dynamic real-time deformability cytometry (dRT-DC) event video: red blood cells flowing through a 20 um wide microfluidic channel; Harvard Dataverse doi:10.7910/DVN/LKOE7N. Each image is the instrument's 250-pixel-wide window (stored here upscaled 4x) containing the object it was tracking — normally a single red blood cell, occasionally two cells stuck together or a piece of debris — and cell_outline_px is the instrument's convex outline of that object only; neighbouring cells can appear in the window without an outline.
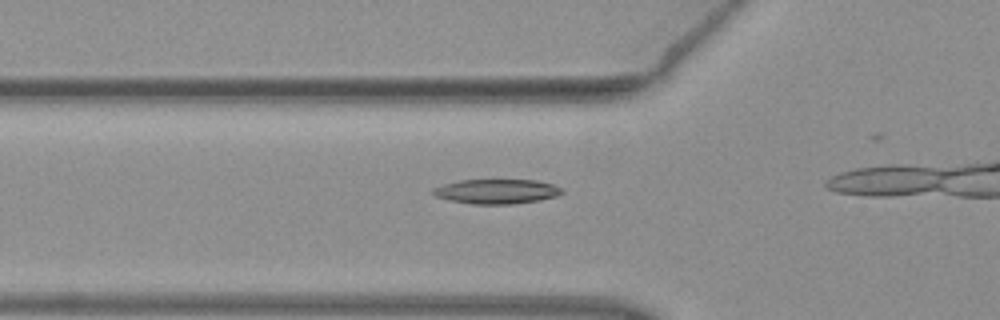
{"species": "common noctule bat (a hibernating species)", "species_latin": "Nyctalus noctula", "temperature_condition": "warm", "stored_images_in_passage": 7, "camera_frame_rate_fps": 3000, "um_per_image_px": 0.085, "animal": {"sex": "female", "body_mass_g": 19.3, "forearm_length_mm": 54.1}, "frame": {"image": 1, "passage_image": 7, "time_ms": 2.0, "image_size_px": [1000, 320], "cell_outline_px": [[564, 192], [556, 196], [540, 200], [512, 204], [472, 204], [448, 200], [436, 196], [432, 192], [432, 188], [444, 184], [460, 180], [536, 180], [552, 184], [560, 188]], "centroid_in_image_um": [42.2, 16.27], "position_along_channel_um": 83.6, "area_um2": 18.44}}